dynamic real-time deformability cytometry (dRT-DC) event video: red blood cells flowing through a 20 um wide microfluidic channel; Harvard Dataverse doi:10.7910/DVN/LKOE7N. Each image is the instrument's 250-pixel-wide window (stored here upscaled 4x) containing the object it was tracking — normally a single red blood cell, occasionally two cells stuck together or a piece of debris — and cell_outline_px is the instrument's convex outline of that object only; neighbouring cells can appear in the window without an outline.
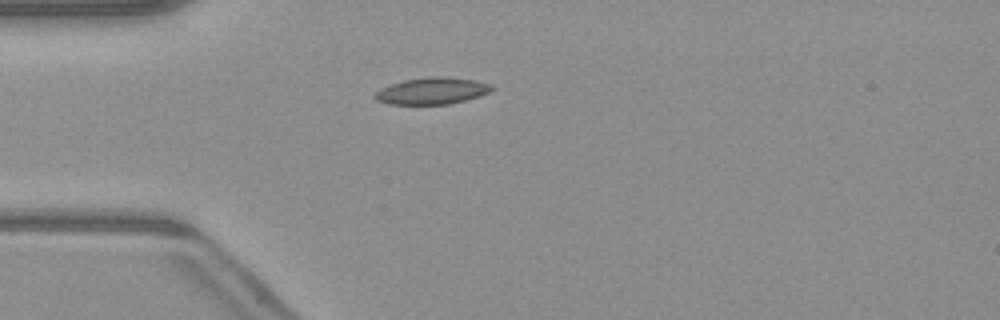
{"species": "common noctule bat (a hibernating species)", "species_latin": "Nyctalus noctula", "temperature_condition": "warm", "stored_images_in_passage": 34, "camera_frame_rate_fps": 3000, "um_per_image_px": 0.085, "animal": {"sex": "male", "body_mass_g": 23.1, "forearm_length_mm": 52.7}, "frame": {"image": 1, "passage_image": 1, "time_ms": 0.0, "image_size_px": [1000, 320], "cell_outline_px": [[492, 88], [488, 92], [480, 96], [448, 104], [388, 104], [376, 100], [372, 96], [380, 88], [404, 80], [432, 76], [444, 76], [476, 80], [492, 84]], "centroid_in_image_um": [36.7, 7.72], "position_along_channel_um": 48.3, "area_um2": 18.15}}
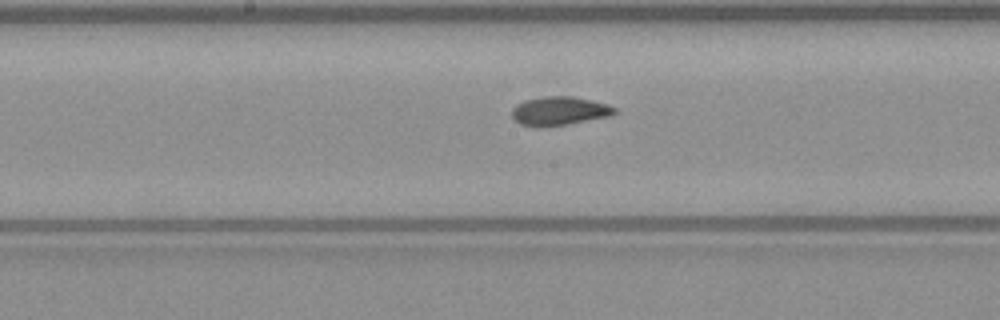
{"frame": {"image": 2, "passage_image": 13, "time_ms": 4.0, "image_size_px": [1000, 320], "cell_outline_px": [[616, 112], [608, 116], [568, 124], [544, 128], [536, 128], [520, 124], [512, 116], [512, 108], [516, 104], [524, 100], [544, 96], [572, 96], [592, 100], [608, 104], [616, 108]], "centroid_in_image_um": [47.5, 9.44], "position_along_channel_um": 200.7, "area_um2": 17.4}}
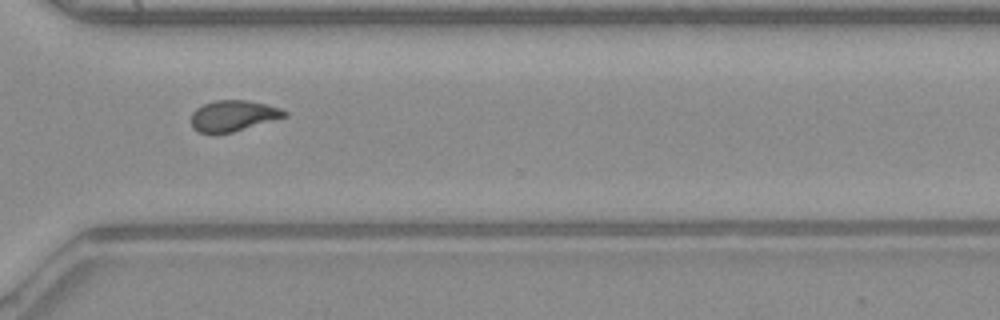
{"frame": {"image": 3, "passage_image": 24, "time_ms": 7.667, "image_size_px": [1000, 320], "cell_outline_px": [[288, 116], [232, 132], [200, 132], [192, 128], [192, 112], [196, 108], [204, 104], [216, 100], [248, 100], [280, 108], [288, 112]], "centroid_in_image_um": [19.84, 9.82], "position_along_channel_um": 350.8, "area_um2": 16.53}, "authors_computed_cell_mechanics": {"area_um2": 17.0799, "velocity_mm_per_s": 4.1088, "shape_relaxation_time_tau1_ms": 4.2868, "shape_relaxation_time_tau2_ms": 2.3565, "deformation_change_tau1": 0.1436, "deformation_change_tau2": 0.0848}}